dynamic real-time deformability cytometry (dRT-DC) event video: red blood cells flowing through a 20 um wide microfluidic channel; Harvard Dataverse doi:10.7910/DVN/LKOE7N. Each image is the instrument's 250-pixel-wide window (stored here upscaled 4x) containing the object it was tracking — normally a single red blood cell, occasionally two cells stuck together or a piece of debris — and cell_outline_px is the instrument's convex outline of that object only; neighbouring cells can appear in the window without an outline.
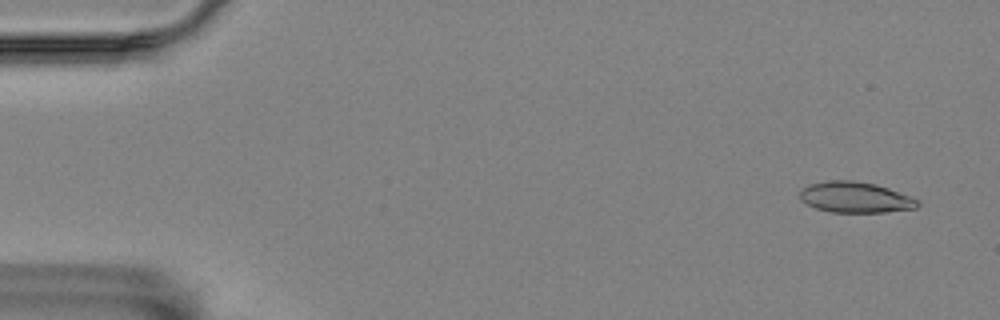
{"species": "Egyptian fruit bat (a non-hibernating species)", "species_latin": "Rousettus aegyptiacus", "temperature_condition": "room temperature", "stored_images_in_passage": 8, "camera_frame_rate_fps": 3000, "um_per_image_px": 0.085, "animal": {"sex": "female"}, "frame": {"image": 1, "passage_image": 1, "time_ms": 0.0, "image_size_px": [1000, 320], "cell_outline_px": [[920, 204], [916, 208], [884, 212], [828, 212], [816, 208], [800, 200], [800, 192], [808, 184], [828, 180], [852, 180], [876, 184], [912, 196], [920, 200]], "centroid_in_image_um": [72.72, 16.77], "position_along_channel_um": 12.3, "area_um2": 21.27}}